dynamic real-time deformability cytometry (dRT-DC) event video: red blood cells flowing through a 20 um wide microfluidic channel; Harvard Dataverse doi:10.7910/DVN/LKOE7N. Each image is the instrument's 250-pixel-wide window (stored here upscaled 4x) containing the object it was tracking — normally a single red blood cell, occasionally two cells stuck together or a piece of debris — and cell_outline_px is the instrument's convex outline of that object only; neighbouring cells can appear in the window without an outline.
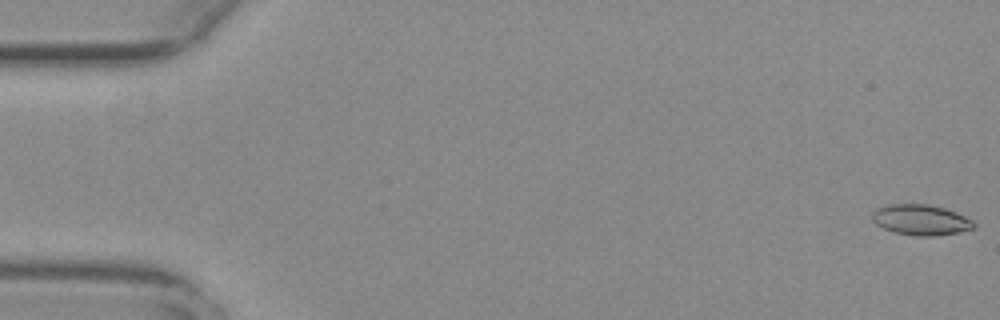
{"species": "common noctule bat (a hibernating species)", "species_latin": "Nyctalus noctula", "temperature_condition": "warm", "stored_images_in_passage": 55, "camera_frame_rate_fps": 3000, "um_per_image_px": 0.085, "animal": {"sex": "female", "body_mass_g": 29.2, "forearm_length_mm": 56.3}, "frame": {"image": 1, "passage_image": 1, "time_ms": 0.0, "image_size_px": [1000, 320], "cell_outline_px": [[976, 228], [960, 232], [932, 236], [916, 236], [892, 232], [876, 224], [872, 220], [872, 212], [876, 208], [888, 204], [928, 204], [944, 208], [956, 212], [972, 220], [976, 224]], "centroid_in_image_um": [78.27, 18.69], "position_along_channel_um": 6.7, "area_um2": 18.26}}
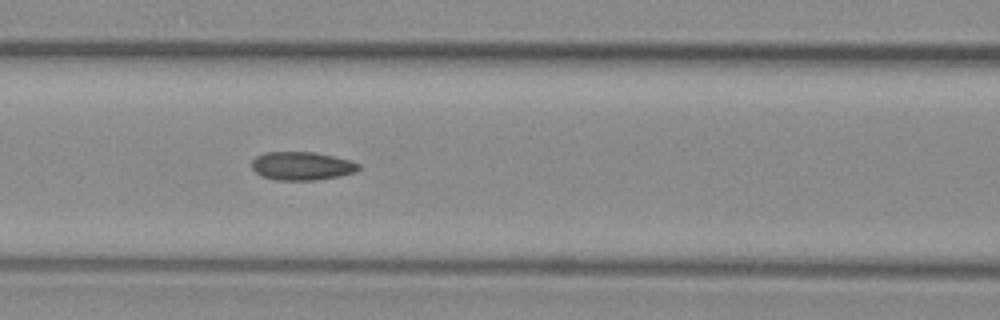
{"frame": {"image": 2, "passage_image": 24, "time_ms": 7.667, "image_size_px": [1000, 320], "cell_outline_px": [[360, 168], [356, 172], [340, 176], [316, 180], [276, 180], [260, 176], [252, 168], [252, 160], [256, 156], [264, 152], [312, 152], [332, 156], [348, 160], [360, 164]], "centroid_in_image_um": [25.63, 14.11], "position_along_channel_um": 141.0, "area_um2": 17.69}}
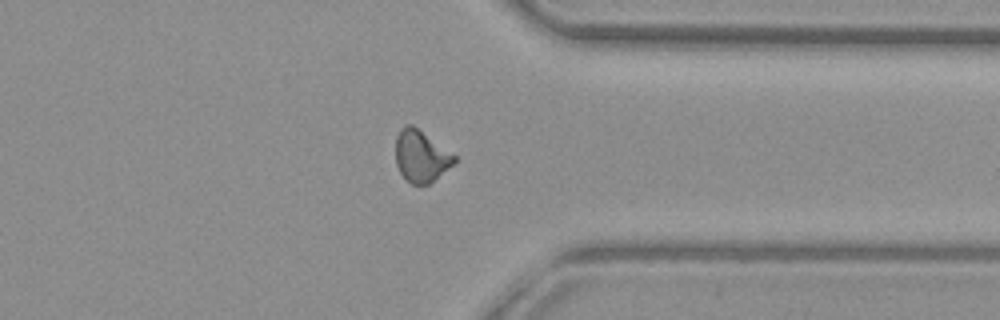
{"frame": {"image": 3, "passage_image": 43, "time_ms": 14.0, "image_size_px": [1000, 320], "cell_outline_px": [[456, 160], [452, 164], [428, 184], [412, 184], [400, 172], [396, 164], [396, 136], [400, 128], [404, 124], [412, 124], [456, 156]], "centroid_in_image_um": [35.74, 13.24], "position_along_channel_um": 375.7, "area_um2": 17.28}, "authors_computed_cell_mechanics": {"area_um2": 17.6868, "velocity_mm_per_s": 3.787, "shape_relaxation_time_tau1_ms": null, "shape_relaxation_time_tau2_ms": 2.2304, "deformation_change_tau1": null, "deformation_change_tau2": 0.0793}}